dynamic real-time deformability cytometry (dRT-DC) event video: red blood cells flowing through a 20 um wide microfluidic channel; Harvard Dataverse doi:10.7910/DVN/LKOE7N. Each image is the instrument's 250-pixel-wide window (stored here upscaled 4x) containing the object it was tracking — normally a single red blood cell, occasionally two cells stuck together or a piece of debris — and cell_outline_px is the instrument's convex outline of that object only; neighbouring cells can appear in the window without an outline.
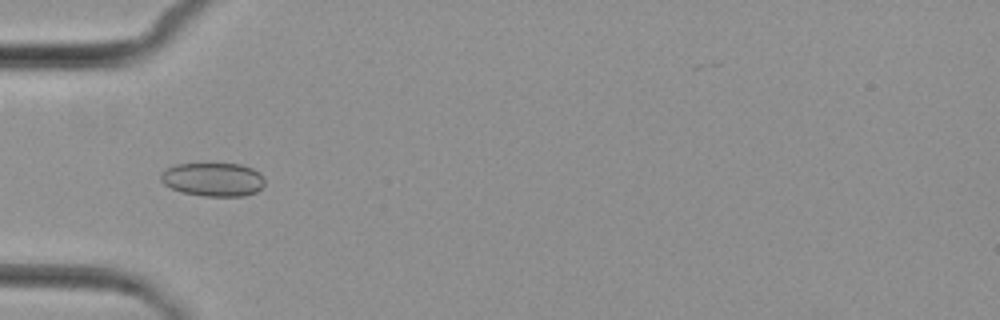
{"species": "common noctule bat (a hibernating species)", "species_latin": "Nyctalus noctula", "temperature_condition": "cold", "stored_images_in_passage": 7, "camera_frame_rate_fps": 3000, "um_per_image_px": 0.085, "animal": {"sex": "female", "body_mass_g": 29.2, "forearm_length_mm": 56.3}, "frame": {"image": 1, "passage_image": 5, "time_ms": 4.667, "image_size_px": [1000, 320], "cell_outline_px": [[264, 184], [256, 192], [244, 196], [204, 196], [180, 192], [164, 184], [160, 180], [160, 172], [176, 164], [240, 164], [252, 168], [260, 172], [264, 176]], "centroid_in_image_um": [18.11, 15.25], "position_along_channel_um": 66.9, "area_um2": 20.46}}
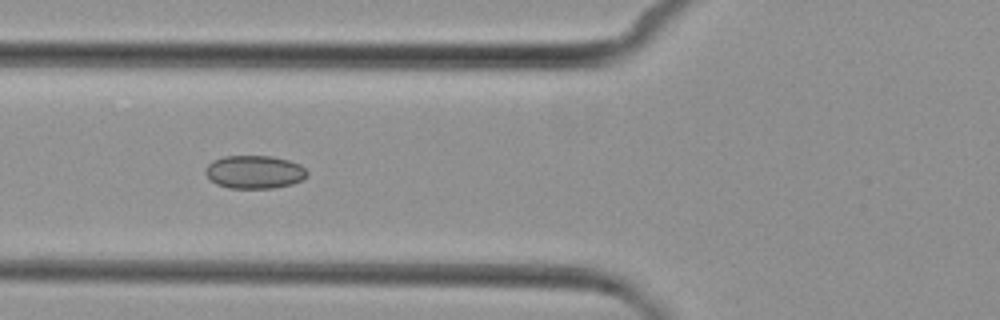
{"frame": {"image": 2, "passage_image": 6, "time_ms": 5.667, "image_size_px": [1000, 320], "cell_outline_px": [[308, 176], [304, 180], [292, 184], [272, 188], [228, 188], [216, 184], [204, 172], [204, 168], [212, 160], [224, 156], [272, 156], [288, 160], [300, 164], [308, 172]], "centroid_in_image_um": [21.64, 14.62], "position_along_channel_um": 104.2, "area_um2": 19.83}}
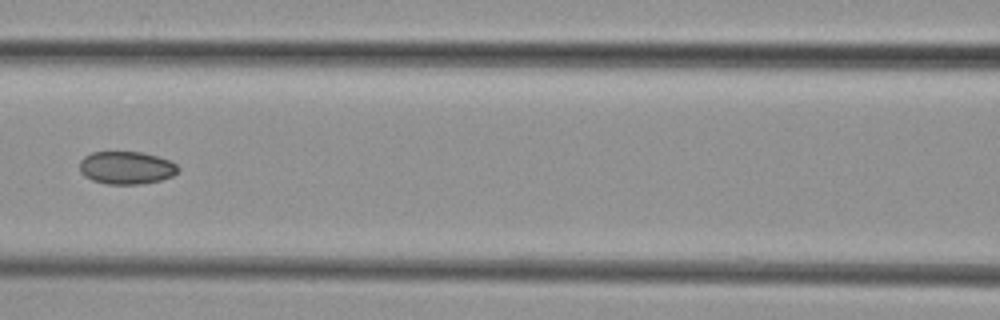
{"frame": {"image": 3, "passage_image": 7, "time_ms": 7.0, "image_size_px": [1000, 320], "cell_outline_px": [[180, 168], [172, 176], [160, 180], [140, 184], [104, 184], [92, 180], [84, 176], [80, 172], [80, 160], [84, 156], [92, 152], [140, 152], [156, 156], [168, 160], [176, 164]], "centroid_in_image_um": [10.71, 14.26], "position_along_channel_um": 155.9, "area_um2": 18.79}}